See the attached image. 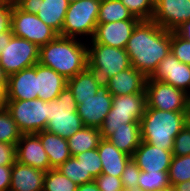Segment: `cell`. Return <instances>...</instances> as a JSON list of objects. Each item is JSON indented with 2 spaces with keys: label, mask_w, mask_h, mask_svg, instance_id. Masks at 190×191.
Listing matches in <instances>:
<instances>
[{
  "label": "cell",
  "mask_w": 190,
  "mask_h": 191,
  "mask_svg": "<svg viewBox=\"0 0 190 191\" xmlns=\"http://www.w3.org/2000/svg\"><path fill=\"white\" fill-rule=\"evenodd\" d=\"M146 80L147 78L140 71L131 66L108 78L104 83L112 96H123L145 92Z\"/></svg>",
  "instance_id": "ffe728a7"
},
{
  "label": "cell",
  "mask_w": 190,
  "mask_h": 191,
  "mask_svg": "<svg viewBox=\"0 0 190 191\" xmlns=\"http://www.w3.org/2000/svg\"><path fill=\"white\" fill-rule=\"evenodd\" d=\"M141 20H122L97 24L91 42L125 49L131 34Z\"/></svg>",
  "instance_id": "2e32d148"
},
{
  "label": "cell",
  "mask_w": 190,
  "mask_h": 191,
  "mask_svg": "<svg viewBox=\"0 0 190 191\" xmlns=\"http://www.w3.org/2000/svg\"><path fill=\"white\" fill-rule=\"evenodd\" d=\"M101 158L102 173L121 177L123 170L131 156L121 152L107 139H101L97 147Z\"/></svg>",
  "instance_id": "cb8c5ba5"
},
{
  "label": "cell",
  "mask_w": 190,
  "mask_h": 191,
  "mask_svg": "<svg viewBox=\"0 0 190 191\" xmlns=\"http://www.w3.org/2000/svg\"><path fill=\"white\" fill-rule=\"evenodd\" d=\"M4 93L0 90V109L4 107Z\"/></svg>",
  "instance_id": "c3c4849f"
},
{
  "label": "cell",
  "mask_w": 190,
  "mask_h": 191,
  "mask_svg": "<svg viewBox=\"0 0 190 191\" xmlns=\"http://www.w3.org/2000/svg\"><path fill=\"white\" fill-rule=\"evenodd\" d=\"M91 43V47H87L88 68L94 71L103 83L118 72L131 67L126 49Z\"/></svg>",
  "instance_id": "8992f818"
},
{
  "label": "cell",
  "mask_w": 190,
  "mask_h": 191,
  "mask_svg": "<svg viewBox=\"0 0 190 191\" xmlns=\"http://www.w3.org/2000/svg\"><path fill=\"white\" fill-rule=\"evenodd\" d=\"M38 61L39 47L24 38L14 35L0 52V66L7 76L34 66Z\"/></svg>",
  "instance_id": "9c48e42d"
},
{
  "label": "cell",
  "mask_w": 190,
  "mask_h": 191,
  "mask_svg": "<svg viewBox=\"0 0 190 191\" xmlns=\"http://www.w3.org/2000/svg\"><path fill=\"white\" fill-rule=\"evenodd\" d=\"M172 154L173 156L190 155V123L189 122L175 137Z\"/></svg>",
  "instance_id": "74e56055"
},
{
  "label": "cell",
  "mask_w": 190,
  "mask_h": 191,
  "mask_svg": "<svg viewBox=\"0 0 190 191\" xmlns=\"http://www.w3.org/2000/svg\"><path fill=\"white\" fill-rule=\"evenodd\" d=\"M169 171L145 172L140 171L138 191H156L170 186Z\"/></svg>",
  "instance_id": "f546056e"
},
{
  "label": "cell",
  "mask_w": 190,
  "mask_h": 191,
  "mask_svg": "<svg viewBox=\"0 0 190 191\" xmlns=\"http://www.w3.org/2000/svg\"><path fill=\"white\" fill-rule=\"evenodd\" d=\"M16 156L18 162L44 172L52 169L47 153L36 133L22 134L16 144Z\"/></svg>",
  "instance_id": "e0dca14e"
},
{
  "label": "cell",
  "mask_w": 190,
  "mask_h": 191,
  "mask_svg": "<svg viewBox=\"0 0 190 191\" xmlns=\"http://www.w3.org/2000/svg\"><path fill=\"white\" fill-rule=\"evenodd\" d=\"M102 139H107L121 152L132 156L142 141L140 123H127L125 126L110 128Z\"/></svg>",
  "instance_id": "603a6c76"
},
{
  "label": "cell",
  "mask_w": 190,
  "mask_h": 191,
  "mask_svg": "<svg viewBox=\"0 0 190 191\" xmlns=\"http://www.w3.org/2000/svg\"><path fill=\"white\" fill-rule=\"evenodd\" d=\"M11 29L14 36L24 38L38 47L46 45L59 35L36 14L26 13L16 5H13Z\"/></svg>",
  "instance_id": "8fae6325"
},
{
  "label": "cell",
  "mask_w": 190,
  "mask_h": 191,
  "mask_svg": "<svg viewBox=\"0 0 190 191\" xmlns=\"http://www.w3.org/2000/svg\"><path fill=\"white\" fill-rule=\"evenodd\" d=\"M151 20L168 31H175L190 20V0H155Z\"/></svg>",
  "instance_id": "5bb4252c"
},
{
  "label": "cell",
  "mask_w": 190,
  "mask_h": 191,
  "mask_svg": "<svg viewBox=\"0 0 190 191\" xmlns=\"http://www.w3.org/2000/svg\"><path fill=\"white\" fill-rule=\"evenodd\" d=\"M13 5L0 3V33L11 29Z\"/></svg>",
  "instance_id": "60d3db41"
},
{
  "label": "cell",
  "mask_w": 190,
  "mask_h": 191,
  "mask_svg": "<svg viewBox=\"0 0 190 191\" xmlns=\"http://www.w3.org/2000/svg\"><path fill=\"white\" fill-rule=\"evenodd\" d=\"M36 78L38 99L43 101L56 99L67 86V80L63 76L40 63L36 64Z\"/></svg>",
  "instance_id": "7402d4cb"
},
{
  "label": "cell",
  "mask_w": 190,
  "mask_h": 191,
  "mask_svg": "<svg viewBox=\"0 0 190 191\" xmlns=\"http://www.w3.org/2000/svg\"><path fill=\"white\" fill-rule=\"evenodd\" d=\"M12 36H13L12 29H10L8 32L0 33V52L4 49L6 43L10 42Z\"/></svg>",
  "instance_id": "ee69618b"
},
{
  "label": "cell",
  "mask_w": 190,
  "mask_h": 191,
  "mask_svg": "<svg viewBox=\"0 0 190 191\" xmlns=\"http://www.w3.org/2000/svg\"><path fill=\"white\" fill-rule=\"evenodd\" d=\"M8 76L5 74L4 70L0 66V90L5 93L7 87Z\"/></svg>",
  "instance_id": "bcb514c9"
},
{
  "label": "cell",
  "mask_w": 190,
  "mask_h": 191,
  "mask_svg": "<svg viewBox=\"0 0 190 191\" xmlns=\"http://www.w3.org/2000/svg\"><path fill=\"white\" fill-rule=\"evenodd\" d=\"M149 79L163 81L190 95V65L180 62L171 52L158 64Z\"/></svg>",
  "instance_id": "9a60e30c"
},
{
  "label": "cell",
  "mask_w": 190,
  "mask_h": 191,
  "mask_svg": "<svg viewBox=\"0 0 190 191\" xmlns=\"http://www.w3.org/2000/svg\"><path fill=\"white\" fill-rule=\"evenodd\" d=\"M156 191H175V190H174V187L170 185L168 187H165Z\"/></svg>",
  "instance_id": "f907efd6"
},
{
  "label": "cell",
  "mask_w": 190,
  "mask_h": 191,
  "mask_svg": "<svg viewBox=\"0 0 190 191\" xmlns=\"http://www.w3.org/2000/svg\"><path fill=\"white\" fill-rule=\"evenodd\" d=\"M175 191H190V180L178 183L174 186Z\"/></svg>",
  "instance_id": "7dc6e473"
},
{
  "label": "cell",
  "mask_w": 190,
  "mask_h": 191,
  "mask_svg": "<svg viewBox=\"0 0 190 191\" xmlns=\"http://www.w3.org/2000/svg\"><path fill=\"white\" fill-rule=\"evenodd\" d=\"M140 168L131 158L126 164L123 173L121 175V182L124 189L137 190L138 178L140 175Z\"/></svg>",
  "instance_id": "8d00e7d4"
},
{
  "label": "cell",
  "mask_w": 190,
  "mask_h": 191,
  "mask_svg": "<svg viewBox=\"0 0 190 191\" xmlns=\"http://www.w3.org/2000/svg\"><path fill=\"white\" fill-rule=\"evenodd\" d=\"M12 166L0 165V191H9Z\"/></svg>",
  "instance_id": "b9f144b4"
},
{
  "label": "cell",
  "mask_w": 190,
  "mask_h": 191,
  "mask_svg": "<svg viewBox=\"0 0 190 191\" xmlns=\"http://www.w3.org/2000/svg\"><path fill=\"white\" fill-rule=\"evenodd\" d=\"M22 132L18 128L12 115L4 106L0 109V142L17 144L22 136Z\"/></svg>",
  "instance_id": "f1b7e54d"
},
{
  "label": "cell",
  "mask_w": 190,
  "mask_h": 191,
  "mask_svg": "<svg viewBox=\"0 0 190 191\" xmlns=\"http://www.w3.org/2000/svg\"><path fill=\"white\" fill-rule=\"evenodd\" d=\"M119 191H138V190H128V189H124V188H122V189L119 190Z\"/></svg>",
  "instance_id": "f5cc1de1"
},
{
  "label": "cell",
  "mask_w": 190,
  "mask_h": 191,
  "mask_svg": "<svg viewBox=\"0 0 190 191\" xmlns=\"http://www.w3.org/2000/svg\"><path fill=\"white\" fill-rule=\"evenodd\" d=\"M68 0H19L16 6L29 14H36L46 25L58 34L62 32Z\"/></svg>",
  "instance_id": "7c38bea8"
},
{
  "label": "cell",
  "mask_w": 190,
  "mask_h": 191,
  "mask_svg": "<svg viewBox=\"0 0 190 191\" xmlns=\"http://www.w3.org/2000/svg\"><path fill=\"white\" fill-rule=\"evenodd\" d=\"M47 120L45 130L66 139L84 127L77 113L76 100L67 86L56 99L48 102Z\"/></svg>",
  "instance_id": "277c9868"
},
{
  "label": "cell",
  "mask_w": 190,
  "mask_h": 191,
  "mask_svg": "<svg viewBox=\"0 0 190 191\" xmlns=\"http://www.w3.org/2000/svg\"><path fill=\"white\" fill-rule=\"evenodd\" d=\"M76 191H100L95 181L81 184Z\"/></svg>",
  "instance_id": "f6af8a7d"
},
{
  "label": "cell",
  "mask_w": 190,
  "mask_h": 191,
  "mask_svg": "<svg viewBox=\"0 0 190 191\" xmlns=\"http://www.w3.org/2000/svg\"><path fill=\"white\" fill-rule=\"evenodd\" d=\"M130 13L140 20H151L155 11V0H120Z\"/></svg>",
  "instance_id": "e575fe53"
},
{
  "label": "cell",
  "mask_w": 190,
  "mask_h": 191,
  "mask_svg": "<svg viewBox=\"0 0 190 191\" xmlns=\"http://www.w3.org/2000/svg\"><path fill=\"white\" fill-rule=\"evenodd\" d=\"M38 99L36 64L8 76L4 100Z\"/></svg>",
  "instance_id": "ac0fdd59"
},
{
  "label": "cell",
  "mask_w": 190,
  "mask_h": 191,
  "mask_svg": "<svg viewBox=\"0 0 190 191\" xmlns=\"http://www.w3.org/2000/svg\"><path fill=\"white\" fill-rule=\"evenodd\" d=\"M122 20H140L133 16L120 0H101L99 6L98 24Z\"/></svg>",
  "instance_id": "83f0119b"
},
{
  "label": "cell",
  "mask_w": 190,
  "mask_h": 191,
  "mask_svg": "<svg viewBox=\"0 0 190 191\" xmlns=\"http://www.w3.org/2000/svg\"><path fill=\"white\" fill-rule=\"evenodd\" d=\"M4 106L23 134L45 130L48 120V102L41 99L5 100Z\"/></svg>",
  "instance_id": "ba28073f"
},
{
  "label": "cell",
  "mask_w": 190,
  "mask_h": 191,
  "mask_svg": "<svg viewBox=\"0 0 190 191\" xmlns=\"http://www.w3.org/2000/svg\"><path fill=\"white\" fill-rule=\"evenodd\" d=\"M145 92L149 108L161 111L188 112L189 95L168 83L147 78Z\"/></svg>",
  "instance_id": "30bf717a"
},
{
  "label": "cell",
  "mask_w": 190,
  "mask_h": 191,
  "mask_svg": "<svg viewBox=\"0 0 190 191\" xmlns=\"http://www.w3.org/2000/svg\"><path fill=\"white\" fill-rule=\"evenodd\" d=\"M1 1L11 5H16L19 2V0H1Z\"/></svg>",
  "instance_id": "681fc988"
},
{
  "label": "cell",
  "mask_w": 190,
  "mask_h": 191,
  "mask_svg": "<svg viewBox=\"0 0 190 191\" xmlns=\"http://www.w3.org/2000/svg\"><path fill=\"white\" fill-rule=\"evenodd\" d=\"M64 176L75 182L78 186L84 183L94 181L93 176H85V170L81 161L75 156H71L62 165L57 168Z\"/></svg>",
  "instance_id": "d6a6232c"
},
{
  "label": "cell",
  "mask_w": 190,
  "mask_h": 191,
  "mask_svg": "<svg viewBox=\"0 0 190 191\" xmlns=\"http://www.w3.org/2000/svg\"><path fill=\"white\" fill-rule=\"evenodd\" d=\"M113 96L105 83H102L94 97L81 99L77 113L84 126L100 129L112 107Z\"/></svg>",
  "instance_id": "4fadbf2b"
},
{
  "label": "cell",
  "mask_w": 190,
  "mask_h": 191,
  "mask_svg": "<svg viewBox=\"0 0 190 191\" xmlns=\"http://www.w3.org/2000/svg\"><path fill=\"white\" fill-rule=\"evenodd\" d=\"M171 31L152 20H141L126 46L131 66L149 78L158 64L170 54Z\"/></svg>",
  "instance_id": "6da1fadb"
},
{
  "label": "cell",
  "mask_w": 190,
  "mask_h": 191,
  "mask_svg": "<svg viewBox=\"0 0 190 191\" xmlns=\"http://www.w3.org/2000/svg\"><path fill=\"white\" fill-rule=\"evenodd\" d=\"M16 161V144L0 142V165L13 166Z\"/></svg>",
  "instance_id": "ab89813d"
},
{
  "label": "cell",
  "mask_w": 190,
  "mask_h": 191,
  "mask_svg": "<svg viewBox=\"0 0 190 191\" xmlns=\"http://www.w3.org/2000/svg\"><path fill=\"white\" fill-rule=\"evenodd\" d=\"M131 158L141 171H169L173 154L172 151L157 148L147 142L141 141Z\"/></svg>",
  "instance_id": "d6986e66"
},
{
  "label": "cell",
  "mask_w": 190,
  "mask_h": 191,
  "mask_svg": "<svg viewBox=\"0 0 190 191\" xmlns=\"http://www.w3.org/2000/svg\"><path fill=\"white\" fill-rule=\"evenodd\" d=\"M47 153L50 167L57 169L72 155L68 147L67 139L46 130L36 133Z\"/></svg>",
  "instance_id": "d4e9b609"
},
{
  "label": "cell",
  "mask_w": 190,
  "mask_h": 191,
  "mask_svg": "<svg viewBox=\"0 0 190 191\" xmlns=\"http://www.w3.org/2000/svg\"><path fill=\"white\" fill-rule=\"evenodd\" d=\"M101 0H78L69 3L62 32L63 37L77 38V35L93 37L97 26Z\"/></svg>",
  "instance_id": "5b68a950"
},
{
  "label": "cell",
  "mask_w": 190,
  "mask_h": 191,
  "mask_svg": "<svg viewBox=\"0 0 190 191\" xmlns=\"http://www.w3.org/2000/svg\"><path fill=\"white\" fill-rule=\"evenodd\" d=\"M78 41L58 35L54 40L39 47L38 63L50 67L66 80L73 78L88 67V46L79 39Z\"/></svg>",
  "instance_id": "7a4b0ae2"
},
{
  "label": "cell",
  "mask_w": 190,
  "mask_h": 191,
  "mask_svg": "<svg viewBox=\"0 0 190 191\" xmlns=\"http://www.w3.org/2000/svg\"><path fill=\"white\" fill-rule=\"evenodd\" d=\"M102 139L100 129L84 126L75 134L67 138L72 156L97 148Z\"/></svg>",
  "instance_id": "4316f807"
},
{
  "label": "cell",
  "mask_w": 190,
  "mask_h": 191,
  "mask_svg": "<svg viewBox=\"0 0 190 191\" xmlns=\"http://www.w3.org/2000/svg\"><path fill=\"white\" fill-rule=\"evenodd\" d=\"M44 176V171L16 161L12 166L9 191H43Z\"/></svg>",
  "instance_id": "44dd1931"
},
{
  "label": "cell",
  "mask_w": 190,
  "mask_h": 191,
  "mask_svg": "<svg viewBox=\"0 0 190 191\" xmlns=\"http://www.w3.org/2000/svg\"><path fill=\"white\" fill-rule=\"evenodd\" d=\"M94 181L100 191H119L123 188L121 177L101 173Z\"/></svg>",
  "instance_id": "f35d334b"
},
{
  "label": "cell",
  "mask_w": 190,
  "mask_h": 191,
  "mask_svg": "<svg viewBox=\"0 0 190 191\" xmlns=\"http://www.w3.org/2000/svg\"><path fill=\"white\" fill-rule=\"evenodd\" d=\"M168 175L170 185L173 187L190 180V155L173 156Z\"/></svg>",
  "instance_id": "1f68e13d"
},
{
  "label": "cell",
  "mask_w": 190,
  "mask_h": 191,
  "mask_svg": "<svg viewBox=\"0 0 190 191\" xmlns=\"http://www.w3.org/2000/svg\"><path fill=\"white\" fill-rule=\"evenodd\" d=\"M102 83L103 82L97 77V74L87 67L73 78L68 79L67 87L72 92L78 105L81 103V99L94 97Z\"/></svg>",
  "instance_id": "484cf974"
},
{
  "label": "cell",
  "mask_w": 190,
  "mask_h": 191,
  "mask_svg": "<svg viewBox=\"0 0 190 191\" xmlns=\"http://www.w3.org/2000/svg\"><path fill=\"white\" fill-rule=\"evenodd\" d=\"M188 121L190 123V95H189V98H188Z\"/></svg>",
  "instance_id": "816d5d0a"
},
{
  "label": "cell",
  "mask_w": 190,
  "mask_h": 191,
  "mask_svg": "<svg viewBox=\"0 0 190 191\" xmlns=\"http://www.w3.org/2000/svg\"><path fill=\"white\" fill-rule=\"evenodd\" d=\"M85 170V176L98 177L102 173L101 158L97 148L75 155Z\"/></svg>",
  "instance_id": "836d02e7"
},
{
  "label": "cell",
  "mask_w": 190,
  "mask_h": 191,
  "mask_svg": "<svg viewBox=\"0 0 190 191\" xmlns=\"http://www.w3.org/2000/svg\"><path fill=\"white\" fill-rule=\"evenodd\" d=\"M188 112L161 111L146 106L140 121L141 139L172 151L175 137L188 123Z\"/></svg>",
  "instance_id": "3957f363"
},
{
  "label": "cell",
  "mask_w": 190,
  "mask_h": 191,
  "mask_svg": "<svg viewBox=\"0 0 190 191\" xmlns=\"http://www.w3.org/2000/svg\"><path fill=\"white\" fill-rule=\"evenodd\" d=\"M175 32L182 38L190 41V20L185 21Z\"/></svg>",
  "instance_id": "7bdbcfd3"
},
{
  "label": "cell",
  "mask_w": 190,
  "mask_h": 191,
  "mask_svg": "<svg viewBox=\"0 0 190 191\" xmlns=\"http://www.w3.org/2000/svg\"><path fill=\"white\" fill-rule=\"evenodd\" d=\"M146 92L113 96L112 107L100 128L101 137L110 129L140 123L146 110Z\"/></svg>",
  "instance_id": "52a82bcc"
},
{
  "label": "cell",
  "mask_w": 190,
  "mask_h": 191,
  "mask_svg": "<svg viewBox=\"0 0 190 191\" xmlns=\"http://www.w3.org/2000/svg\"><path fill=\"white\" fill-rule=\"evenodd\" d=\"M171 53L182 63L190 65V41L171 31Z\"/></svg>",
  "instance_id": "d590c367"
},
{
  "label": "cell",
  "mask_w": 190,
  "mask_h": 191,
  "mask_svg": "<svg viewBox=\"0 0 190 191\" xmlns=\"http://www.w3.org/2000/svg\"><path fill=\"white\" fill-rule=\"evenodd\" d=\"M78 185L64 176L58 169L45 172L43 191H76Z\"/></svg>",
  "instance_id": "4dcf8cb0"
}]
</instances>
